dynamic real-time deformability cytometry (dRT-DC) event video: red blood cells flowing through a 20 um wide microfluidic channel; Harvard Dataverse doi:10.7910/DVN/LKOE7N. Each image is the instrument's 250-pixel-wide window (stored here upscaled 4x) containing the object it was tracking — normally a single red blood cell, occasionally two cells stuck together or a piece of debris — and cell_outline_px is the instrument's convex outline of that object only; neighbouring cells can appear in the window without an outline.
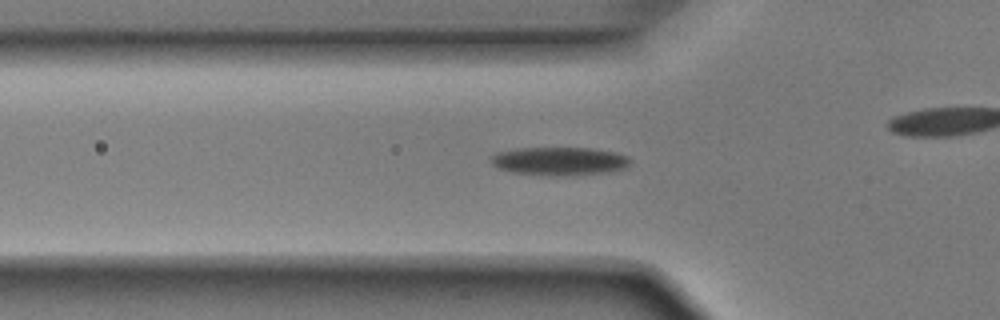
{"species": "Egyptian fruit bat (a non-hibernating species)", "species_latin": "Rousettus aegyptiacus", "temperature_condition": "room temperature", "stored_images_in_passage": 36, "camera_frame_rate_fps": 3000, "um_per_image_px": 0.085, "animal": {"sex": "male"}, "frame": {"image": 1, "passage_image": 11, "time_ms": 3.333, "image_size_px": [1000, 320], "cell_outline_px": [[632, 160], [628, 168], [608, 172], [576, 176], [512, 172], [496, 168], [492, 164], [488, 156], [496, 152], [516, 148], [592, 148], [616, 152], [628, 156]], "centroid_in_image_um": [47.58, 13.69], "position_along_channel_um": 78.2, "area_um2": 23.29}}
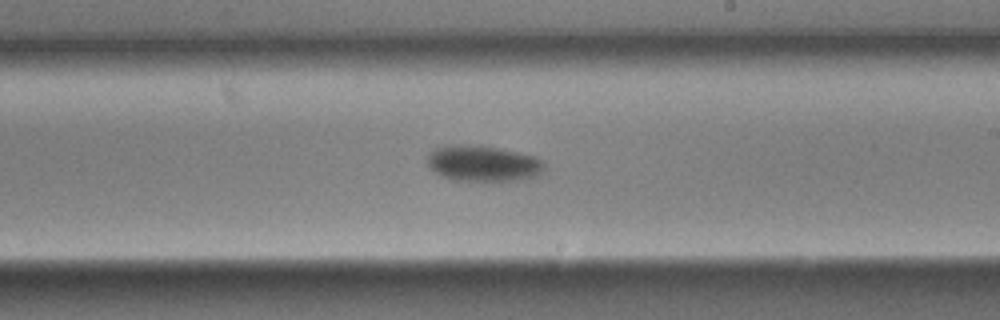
{"frame": {"image": 2, "passage_image": 24, "time_ms": 7.667, "image_size_px": [1000, 320], "cell_outline_px": [[544, 172], [536, 176], [516, 180], [492, 184], [452, 180], [428, 168], [428, 156], [432, 148], [448, 144], [480, 144], [536, 156], [544, 160]], "centroid_in_image_um": [41.06, 13.91], "position_along_channel_um": 247.9, "area_um2": 25.72}}
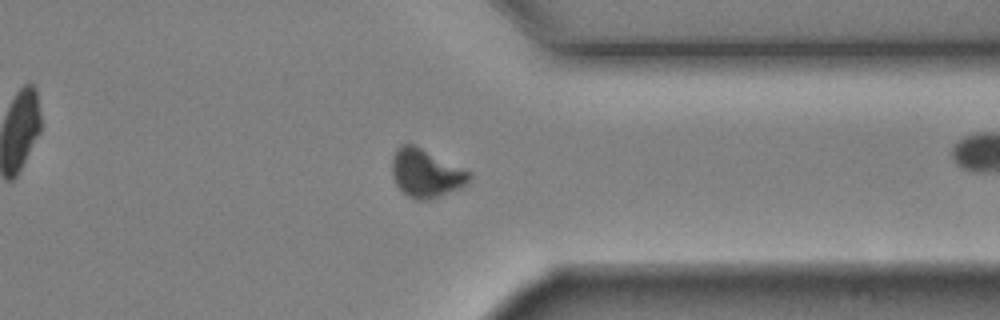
{"frame": {"image": 3, "passage_image": 34, "time_ms": 11.0, "image_size_px": [1000, 320], "cell_outline_px": [[472, 176], [460, 188], [428, 200], [416, 200], [408, 196], [396, 184], [392, 176], [392, 156], [396, 148], [400, 144], [416, 144], [472, 172]], "centroid_in_image_um": [36.19, 14.69], "position_along_channel_um": 375.2, "area_um2": 21.91}}